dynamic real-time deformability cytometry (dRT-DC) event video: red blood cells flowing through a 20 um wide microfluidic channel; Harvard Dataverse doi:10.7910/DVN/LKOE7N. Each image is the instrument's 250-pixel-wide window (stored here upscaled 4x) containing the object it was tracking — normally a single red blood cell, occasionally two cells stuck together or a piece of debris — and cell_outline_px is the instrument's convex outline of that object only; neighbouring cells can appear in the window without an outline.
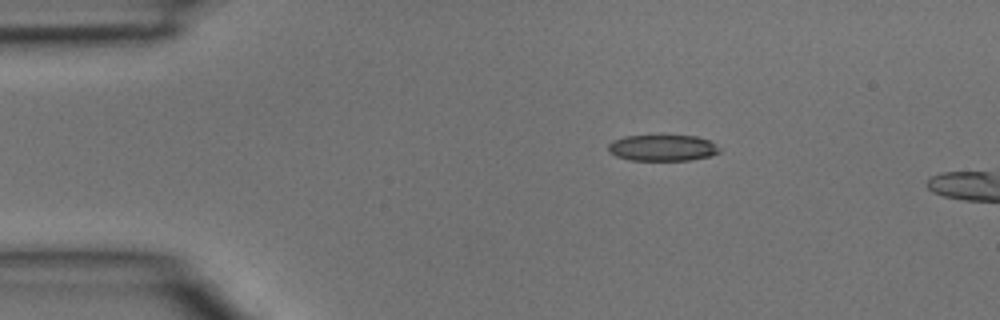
{"species": "common noctule bat (a hibernating species)", "species_latin": "Nyctalus noctula", "temperature_condition": "room temperature", "stored_images_in_passage": 3, "camera_frame_rate_fps": 3000, "um_per_image_px": 0.085, "animal": {"sex": "male", "body_mass_g": 15.6}, "frame": {"image": 1, "passage_image": 2, "time_ms": 0.333, "image_size_px": [1000, 320], "cell_outline_px": [[720, 152], [708, 156], [692, 160], [632, 160], [616, 156], [608, 152], [608, 144], [612, 140], [624, 136], [696, 136], [708, 140], [720, 148]], "centroid_in_image_um": [56.28, 12.57], "position_along_channel_um": 28.7, "area_um2": 16.88}}